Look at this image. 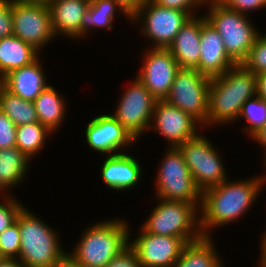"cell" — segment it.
<instances>
[{"label":"cell","instance_id":"obj_37","mask_svg":"<svg viewBox=\"0 0 266 267\" xmlns=\"http://www.w3.org/2000/svg\"><path fill=\"white\" fill-rule=\"evenodd\" d=\"M104 267H142V265L136 252L129 245Z\"/></svg>","mask_w":266,"mask_h":267},{"label":"cell","instance_id":"obj_13","mask_svg":"<svg viewBox=\"0 0 266 267\" xmlns=\"http://www.w3.org/2000/svg\"><path fill=\"white\" fill-rule=\"evenodd\" d=\"M142 67L136 77L156 100H165L172 87L178 63L168 49L145 48Z\"/></svg>","mask_w":266,"mask_h":267},{"label":"cell","instance_id":"obj_32","mask_svg":"<svg viewBox=\"0 0 266 267\" xmlns=\"http://www.w3.org/2000/svg\"><path fill=\"white\" fill-rule=\"evenodd\" d=\"M20 230L17 222L0 234V251L4 258H19L20 254Z\"/></svg>","mask_w":266,"mask_h":267},{"label":"cell","instance_id":"obj_12","mask_svg":"<svg viewBox=\"0 0 266 267\" xmlns=\"http://www.w3.org/2000/svg\"><path fill=\"white\" fill-rule=\"evenodd\" d=\"M12 17L13 35L37 51L55 40L48 5L12 0Z\"/></svg>","mask_w":266,"mask_h":267},{"label":"cell","instance_id":"obj_27","mask_svg":"<svg viewBox=\"0 0 266 267\" xmlns=\"http://www.w3.org/2000/svg\"><path fill=\"white\" fill-rule=\"evenodd\" d=\"M0 110L16 125L39 122L33 101L24 100L0 84Z\"/></svg>","mask_w":266,"mask_h":267},{"label":"cell","instance_id":"obj_18","mask_svg":"<svg viewBox=\"0 0 266 267\" xmlns=\"http://www.w3.org/2000/svg\"><path fill=\"white\" fill-rule=\"evenodd\" d=\"M127 152V153H126ZM107 155L101 164V179L104 184L112 190L124 191L138 186L142 176V163L129 155L128 151Z\"/></svg>","mask_w":266,"mask_h":267},{"label":"cell","instance_id":"obj_38","mask_svg":"<svg viewBox=\"0 0 266 267\" xmlns=\"http://www.w3.org/2000/svg\"><path fill=\"white\" fill-rule=\"evenodd\" d=\"M132 16L145 0H114Z\"/></svg>","mask_w":266,"mask_h":267},{"label":"cell","instance_id":"obj_39","mask_svg":"<svg viewBox=\"0 0 266 267\" xmlns=\"http://www.w3.org/2000/svg\"><path fill=\"white\" fill-rule=\"evenodd\" d=\"M252 141L260 144L261 147H263L262 150L263 153V160L264 163H262V165L266 166V125L259 131L257 132L252 138Z\"/></svg>","mask_w":266,"mask_h":267},{"label":"cell","instance_id":"obj_44","mask_svg":"<svg viewBox=\"0 0 266 267\" xmlns=\"http://www.w3.org/2000/svg\"><path fill=\"white\" fill-rule=\"evenodd\" d=\"M19 1L28 2V3L49 5L52 0H19Z\"/></svg>","mask_w":266,"mask_h":267},{"label":"cell","instance_id":"obj_4","mask_svg":"<svg viewBox=\"0 0 266 267\" xmlns=\"http://www.w3.org/2000/svg\"><path fill=\"white\" fill-rule=\"evenodd\" d=\"M26 206L18 214L21 244L19 260L24 267H60L67 257L59 234Z\"/></svg>","mask_w":266,"mask_h":267},{"label":"cell","instance_id":"obj_40","mask_svg":"<svg viewBox=\"0 0 266 267\" xmlns=\"http://www.w3.org/2000/svg\"><path fill=\"white\" fill-rule=\"evenodd\" d=\"M257 96L266 101V72L256 75Z\"/></svg>","mask_w":266,"mask_h":267},{"label":"cell","instance_id":"obj_29","mask_svg":"<svg viewBox=\"0 0 266 267\" xmlns=\"http://www.w3.org/2000/svg\"><path fill=\"white\" fill-rule=\"evenodd\" d=\"M240 118L246 119L247 122L242 131L252 138L266 125V101L258 96L247 100L242 106L238 120Z\"/></svg>","mask_w":266,"mask_h":267},{"label":"cell","instance_id":"obj_33","mask_svg":"<svg viewBox=\"0 0 266 267\" xmlns=\"http://www.w3.org/2000/svg\"><path fill=\"white\" fill-rule=\"evenodd\" d=\"M17 126L0 110V149L16 147Z\"/></svg>","mask_w":266,"mask_h":267},{"label":"cell","instance_id":"obj_26","mask_svg":"<svg viewBox=\"0 0 266 267\" xmlns=\"http://www.w3.org/2000/svg\"><path fill=\"white\" fill-rule=\"evenodd\" d=\"M213 236L187 243L174 267H225ZM217 248V249H216Z\"/></svg>","mask_w":266,"mask_h":267},{"label":"cell","instance_id":"obj_6","mask_svg":"<svg viewBox=\"0 0 266 267\" xmlns=\"http://www.w3.org/2000/svg\"><path fill=\"white\" fill-rule=\"evenodd\" d=\"M155 199L157 204L141 225L145 232L179 237L186 243L203 237L199 212L202 203Z\"/></svg>","mask_w":266,"mask_h":267},{"label":"cell","instance_id":"obj_46","mask_svg":"<svg viewBox=\"0 0 266 267\" xmlns=\"http://www.w3.org/2000/svg\"><path fill=\"white\" fill-rule=\"evenodd\" d=\"M3 258H4V257H3V255L1 254V251H0V260L3 259Z\"/></svg>","mask_w":266,"mask_h":267},{"label":"cell","instance_id":"obj_15","mask_svg":"<svg viewBox=\"0 0 266 267\" xmlns=\"http://www.w3.org/2000/svg\"><path fill=\"white\" fill-rule=\"evenodd\" d=\"M139 232L136 238L129 237V245L142 267H174L187 243L179 237L145 232L141 227Z\"/></svg>","mask_w":266,"mask_h":267},{"label":"cell","instance_id":"obj_23","mask_svg":"<svg viewBox=\"0 0 266 267\" xmlns=\"http://www.w3.org/2000/svg\"><path fill=\"white\" fill-rule=\"evenodd\" d=\"M40 55L33 46L15 35L0 39V80L12 70L32 64Z\"/></svg>","mask_w":266,"mask_h":267},{"label":"cell","instance_id":"obj_5","mask_svg":"<svg viewBox=\"0 0 266 267\" xmlns=\"http://www.w3.org/2000/svg\"><path fill=\"white\" fill-rule=\"evenodd\" d=\"M208 11L203 15L221 36L227 55L241 64L248 56L251 46L261 34L247 14L232 10L220 1L205 2Z\"/></svg>","mask_w":266,"mask_h":267},{"label":"cell","instance_id":"obj_3","mask_svg":"<svg viewBox=\"0 0 266 267\" xmlns=\"http://www.w3.org/2000/svg\"><path fill=\"white\" fill-rule=\"evenodd\" d=\"M82 231L81 237L67 257L82 267H104L129 246L132 236L124 218L101 220Z\"/></svg>","mask_w":266,"mask_h":267},{"label":"cell","instance_id":"obj_24","mask_svg":"<svg viewBox=\"0 0 266 267\" xmlns=\"http://www.w3.org/2000/svg\"><path fill=\"white\" fill-rule=\"evenodd\" d=\"M117 11L120 12V15H124L125 19L131 21V16L114 0H90L81 21V39L87 38L91 34L90 31L97 30L96 28L111 32L114 28L113 22Z\"/></svg>","mask_w":266,"mask_h":267},{"label":"cell","instance_id":"obj_25","mask_svg":"<svg viewBox=\"0 0 266 267\" xmlns=\"http://www.w3.org/2000/svg\"><path fill=\"white\" fill-rule=\"evenodd\" d=\"M36 109L38 121L47 127L52 133L62 127L67 105L63 95L51 84L44 89L41 94L33 101ZM56 131V132H55Z\"/></svg>","mask_w":266,"mask_h":267},{"label":"cell","instance_id":"obj_20","mask_svg":"<svg viewBox=\"0 0 266 267\" xmlns=\"http://www.w3.org/2000/svg\"><path fill=\"white\" fill-rule=\"evenodd\" d=\"M206 21L203 14L191 17L167 48L179 68L195 69L199 64L201 26Z\"/></svg>","mask_w":266,"mask_h":267},{"label":"cell","instance_id":"obj_36","mask_svg":"<svg viewBox=\"0 0 266 267\" xmlns=\"http://www.w3.org/2000/svg\"><path fill=\"white\" fill-rule=\"evenodd\" d=\"M226 7L247 14L266 8V0H220Z\"/></svg>","mask_w":266,"mask_h":267},{"label":"cell","instance_id":"obj_17","mask_svg":"<svg viewBox=\"0 0 266 267\" xmlns=\"http://www.w3.org/2000/svg\"><path fill=\"white\" fill-rule=\"evenodd\" d=\"M236 63L227 55L219 33L206 20L201 26L199 64L201 74L213 78L223 75Z\"/></svg>","mask_w":266,"mask_h":267},{"label":"cell","instance_id":"obj_11","mask_svg":"<svg viewBox=\"0 0 266 267\" xmlns=\"http://www.w3.org/2000/svg\"><path fill=\"white\" fill-rule=\"evenodd\" d=\"M156 99L150 91L134 77L133 82L120 95L111 114L136 140L149 132Z\"/></svg>","mask_w":266,"mask_h":267},{"label":"cell","instance_id":"obj_31","mask_svg":"<svg viewBox=\"0 0 266 267\" xmlns=\"http://www.w3.org/2000/svg\"><path fill=\"white\" fill-rule=\"evenodd\" d=\"M13 196L15 195H0V234L16 222L18 214L25 207Z\"/></svg>","mask_w":266,"mask_h":267},{"label":"cell","instance_id":"obj_16","mask_svg":"<svg viewBox=\"0 0 266 267\" xmlns=\"http://www.w3.org/2000/svg\"><path fill=\"white\" fill-rule=\"evenodd\" d=\"M89 121L84 131L86 144L102 156L123 153L137 142L111 113L105 112Z\"/></svg>","mask_w":266,"mask_h":267},{"label":"cell","instance_id":"obj_43","mask_svg":"<svg viewBox=\"0 0 266 267\" xmlns=\"http://www.w3.org/2000/svg\"><path fill=\"white\" fill-rule=\"evenodd\" d=\"M60 267H82V266L76 264L70 258L66 257L61 263Z\"/></svg>","mask_w":266,"mask_h":267},{"label":"cell","instance_id":"obj_41","mask_svg":"<svg viewBox=\"0 0 266 267\" xmlns=\"http://www.w3.org/2000/svg\"><path fill=\"white\" fill-rule=\"evenodd\" d=\"M260 243V258L258 260L259 267H266V234H262Z\"/></svg>","mask_w":266,"mask_h":267},{"label":"cell","instance_id":"obj_8","mask_svg":"<svg viewBox=\"0 0 266 267\" xmlns=\"http://www.w3.org/2000/svg\"><path fill=\"white\" fill-rule=\"evenodd\" d=\"M191 17L193 16L188 12L166 8L145 0L131 16V22L136 23L144 39L151 42L152 45L149 47L167 49Z\"/></svg>","mask_w":266,"mask_h":267},{"label":"cell","instance_id":"obj_22","mask_svg":"<svg viewBox=\"0 0 266 267\" xmlns=\"http://www.w3.org/2000/svg\"><path fill=\"white\" fill-rule=\"evenodd\" d=\"M31 161L17 147L0 149V195L12 194L10 190L22 184Z\"/></svg>","mask_w":266,"mask_h":267},{"label":"cell","instance_id":"obj_42","mask_svg":"<svg viewBox=\"0 0 266 267\" xmlns=\"http://www.w3.org/2000/svg\"><path fill=\"white\" fill-rule=\"evenodd\" d=\"M0 267H24V264L16 258H3L0 260Z\"/></svg>","mask_w":266,"mask_h":267},{"label":"cell","instance_id":"obj_21","mask_svg":"<svg viewBox=\"0 0 266 267\" xmlns=\"http://www.w3.org/2000/svg\"><path fill=\"white\" fill-rule=\"evenodd\" d=\"M90 0H52L48 5L52 28L57 37L81 40V21ZM78 38V39H77Z\"/></svg>","mask_w":266,"mask_h":267},{"label":"cell","instance_id":"obj_2","mask_svg":"<svg viewBox=\"0 0 266 267\" xmlns=\"http://www.w3.org/2000/svg\"><path fill=\"white\" fill-rule=\"evenodd\" d=\"M255 96L256 75L242 64H236L223 75L211 78L207 127L238 122L243 104Z\"/></svg>","mask_w":266,"mask_h":267},{"label":"cell","instance_id":"obj_35","mask_svg":"<svg viewBox=\"0 0 266 267\" xmlns=\"http://www.w3.org/2000/svg\"><path fill=\"white\" fill-rule=\"evenodd\" d=\"M12 35V0H0V39Z\"/></svg>","mask_w":266,"mask_h":267},{"label":"cell","instance_id":"obj_14","mask_svg":"<svg viewBox=\"0 0 266 267\" xmlns=\"http://www.w3.org/2000/svg\"><path fill=\"white\" fill-rule=\"evenodd\" d=\"M155 122V123H154ZM202 125L180 108L157 100L149 131H155L167 140V147H178L187 140L196 137ZM200 127V129H199ZM199 131V132H198Z\"/></svg>","mask_w":266,"mask_h":267},{"label":"cell","instance_id":"obj_45","mask_svg":"<svg viewBox=\"0 0 266 267\" xmlns=\"http://www.w3.org/2000/svg\"><path fill=\"white\" fill-rule=\"evenodd\" d=\"M205 2H209V1H220V0H204Z\"/></svg>","mask_w":266,"mask_h":267},{"label":"cell","instance_id":"obj_34","mask_svg":"<svg viewBox=\"0 0 266 267\" xmlns=\"http://www.w3.org/2000/svg\"><path fill=\"white\" fill-rule=\"evenodd\" d=\"M150 1L166 8L188 12L192 16H197L196 12L199 11L197 9L205 8L204 0H150Z\"/></svg>","mask_w":266,"mask_h":267},{"label":"cell","instance_id":"obj_10","mask_svg":"<svg viewBox=\"0 0 266 267\" xmlns=\"http://www.w3.org/2000/svg\"><path fill=\"white\" fill-rule=\"evenodd\" d=\"M210 80L196 69L180 68L165 101L191 115L206 129Z\"/></svg>","mask_w":266,"mask_h":267},{"label":"cell","instance_id":"obj_28","mask_svg":"<svg viewBox=\"0 0 266 267\" xmlns=\"http://www.w3.org/2000/svg\"><path fill=\"white\" fill-rule=\"evenodd\" d=\"M16 134V147L30 160L35 155V157L39 155L38 153L45 147L47 138H51L54 135L47 127L39 122L17 126Z\"/></svg>","mask_w":266,"mask_h":267},{"label":"cell","instance_id":"obj_7","mask_svg":"<svg viewBox=\"0 0 266 267\" xmlns=\"http://www.w3.org/2000/svg\"><path fill=\"white\" fill-rule=\"evenodd\" d=\"M155 177V198L202 203V192L196 186L189 167L178 147H167Z\"/></svg>","mask_w":266,"mask_h":267},{"label":"cell","instance_id":"obj_1","mask_svg":"<svg viewBox=\"0 0 266 267\" xmlns=\"http://www.w3.org/2000/svg\"><path fill=\"white\" fill-rule=\"evenodd\" d=\"M266 185V174L249 179L231 180L228 178L218 186L202 193L200 207V228L203 236L210 237L214 229L237 222L258 199ZM213 229V230H212Z\"/></svg>","mask_w":266,"mask_h":267},{"label":"cell","instance_id":"obj_19","mask_svg":"<svg viewBox=\"0 0 266 267\" xmlns=\"http://www.w3.org/2000/svg\"><path fill=\"white\" fill-rule=\"evenodd\" d=\"M41 62L39 57L30 65L12 70L0 80V84L12 94L34 101L50 85Z\"/></svg>","mask_w":266,"mask_h":267},{"label":"cell","instance_id":"obj_9","mask_svg":"<svg viewBox=\"0 0 266 267\" xmlns=\"http://www.w3.org/2000/svg\"><path fill=\"white\" fill-rule=\"evenodd\" d=\"M187 140L178 146L198 189L205 190L218 186L229 178L224 160L218 149L204 134ZM204 135V136H203Z\"/></svg>","mask_w":266,"mask_h":267},{"label":"cell","instance_id":"obj_30","mask_svg":"<svg viewBox=\"0 0 266 267\" xmlns=\"http://www.w3.org/2000/svg\"><path fill=\"white\" fill-rule=\"evenodd\" d=\"M241 64L255 75L266 72V34L261 32Z\"/></svg>","mask_w":266,"mask_h":267}]
</instances>
